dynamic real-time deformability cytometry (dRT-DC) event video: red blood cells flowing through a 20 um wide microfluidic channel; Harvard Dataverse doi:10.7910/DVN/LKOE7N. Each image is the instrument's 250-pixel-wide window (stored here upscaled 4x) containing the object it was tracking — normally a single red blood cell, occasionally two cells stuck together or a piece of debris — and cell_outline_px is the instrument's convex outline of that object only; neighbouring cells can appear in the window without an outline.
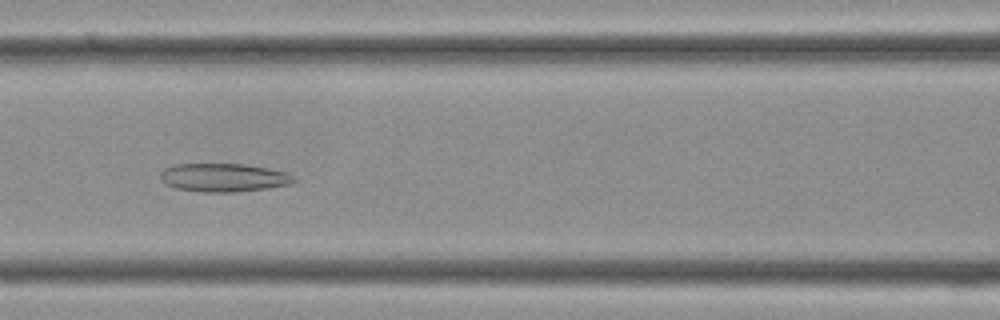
{"species": "Egyptian fruit bat (a non-hibernating species)", "species_latin": "Rousettus aegyptiacus", "temperature_condition": "cold", "stored_images_in_passage": 26, "camera_frame_rate_fps": 3000, "um_per_image_px": 0.085, "frame": {"image": 1, "passage_image": 6, "time_ms": 1.667, "image_size_px": [1000, 320], "cell_outline_px": [[296, 180], [292, 184], [268, 188], [236, 192], [200, 192], [176, 188], [164, 184], [160, 180], [160, 172], [164, 168], [172, 164], [244, 164], [268, 168], [288, 172], [296, 176]], "centroid_in_image_um": [19.01, 15.09], "position_along_channel_um": 147.6, "area_um2": 22.48}}
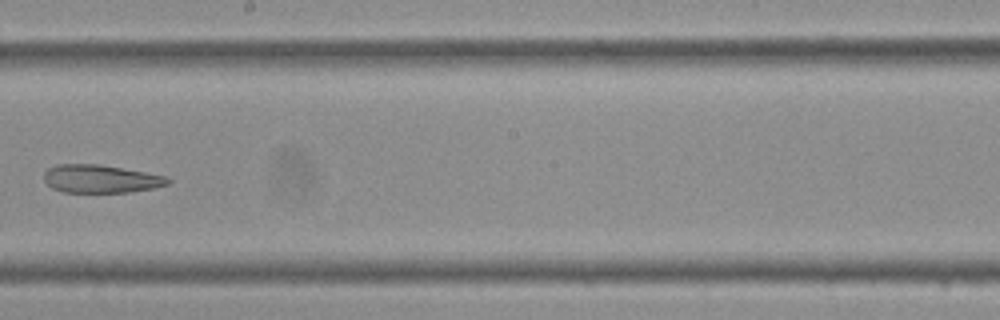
{"frame": {"image": 2, "passage_image": 11, "time_ms": 3.333, "image_size_px": [1000, 320], "cell_outline_px": [[172, 180], [168, 184], [152, 188], [128, 192], [64, 192], [52, 188], [44, 180], [44, 172], [48, 168], [56, 164], [100, 164], [168, 176]], "centroid_in_image_um": [8.56, 15.19], "position_along_channel_um": 239.6, "area_um2": 20.29}}
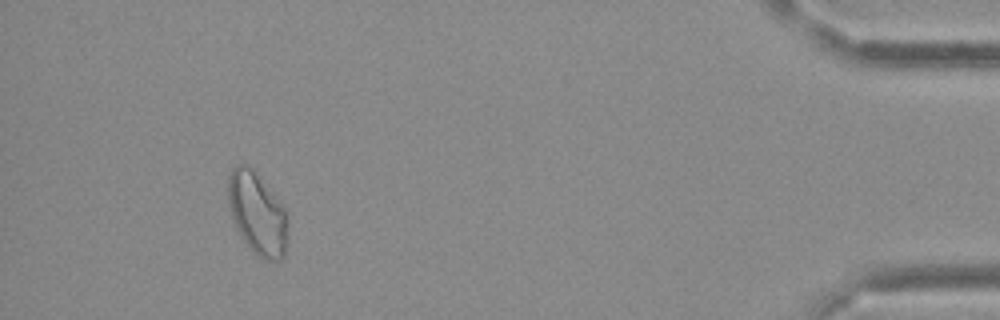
{"frame": {"image": 3, "passage_image": 24, "time_ms": 7.667, "image_size_px": [1000, 320], "cell_outline_px": [[288, 244], [284, 256], [280, 260], [264, 260], [244, 244], [232, 216], [228, 200], [228, 176], [232, 168], [236, 164], [244, 164], [256, 176], [284, 208], [288, 236]], "centroid_in_image_um": [21.86, 18.24], "position_along_channel_um": 413.3, "area_um2": 27.86}}